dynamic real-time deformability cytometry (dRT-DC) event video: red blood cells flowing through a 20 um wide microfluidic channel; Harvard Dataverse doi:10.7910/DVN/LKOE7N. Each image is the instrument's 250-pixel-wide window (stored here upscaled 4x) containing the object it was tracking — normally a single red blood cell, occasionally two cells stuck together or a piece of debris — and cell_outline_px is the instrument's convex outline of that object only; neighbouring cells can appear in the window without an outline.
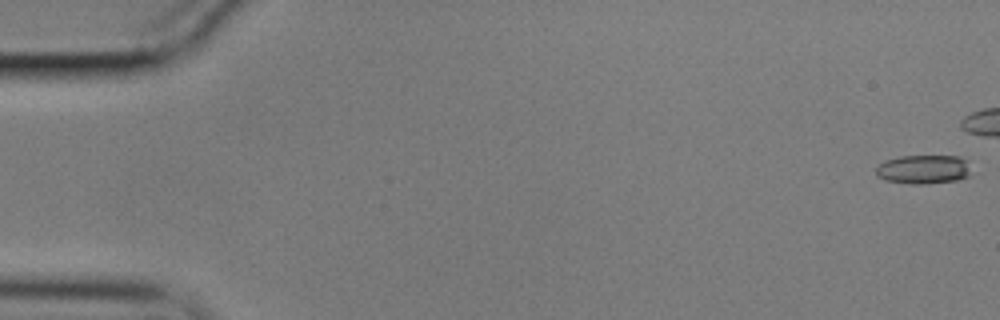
{"species": "common noctule bat (a hibernating species)", "species_latin": "Nyctalus noctula", "temperature_condition": "cold", "stored_images_in_passage": 12, "camera_frame_rate_fps": 3000, "um_per_image_px": 0.085, "animal": {"sex": "male", "body_mass_g": 17.9}, "frame": {"image": 1, "passage_image": 1, "time_ms": 0.0, "image_size_px": [1000, 320], "cell_outline_px": [[968, 176], [956, 180], [924, 184], [912, 184], [884, 180], [876, 176], [876, 168], [880, 164], [888, 160], [900, 156], [960, 156], [964, 160]], "centroid_in_image_um": [78.41, 14.4], "position_along_channel_um": 6.6, "area_um2": 15.66}}